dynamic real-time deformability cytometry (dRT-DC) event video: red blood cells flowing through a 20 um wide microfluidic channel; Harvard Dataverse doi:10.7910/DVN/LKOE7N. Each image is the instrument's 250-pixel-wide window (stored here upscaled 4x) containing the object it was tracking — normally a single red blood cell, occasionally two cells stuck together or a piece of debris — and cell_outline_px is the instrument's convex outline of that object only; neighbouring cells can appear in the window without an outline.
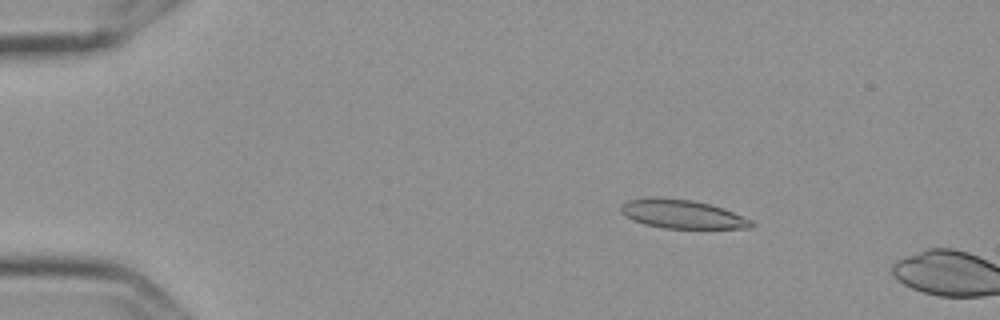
{"species": "Egyptian fruit bat (a non-hibernating species)", "species_latin": "Rousettus aegyptiacus", "temperature_condition": "cold", "stored_images_in_passage": 4, "camera_frame_rate_fps": 3000, "um_per_image_px": 0.085, "frame": {"image": 1, "passage_image": 3, "time_ms": 0.667, "image_size_px": [1000, 320], "cell_outline_px": [[752, 228], [664, 228], [644, 224], [632, 220], [624, 216], [620, 212], [620, 204], [628, 200], [692, 200], [712, 204], [724, 208], [752, 220]], "centroid_in_image_um": [58.02, 18.24], "position_along_channel_um": 27.0, "area_um2": 21.15}}